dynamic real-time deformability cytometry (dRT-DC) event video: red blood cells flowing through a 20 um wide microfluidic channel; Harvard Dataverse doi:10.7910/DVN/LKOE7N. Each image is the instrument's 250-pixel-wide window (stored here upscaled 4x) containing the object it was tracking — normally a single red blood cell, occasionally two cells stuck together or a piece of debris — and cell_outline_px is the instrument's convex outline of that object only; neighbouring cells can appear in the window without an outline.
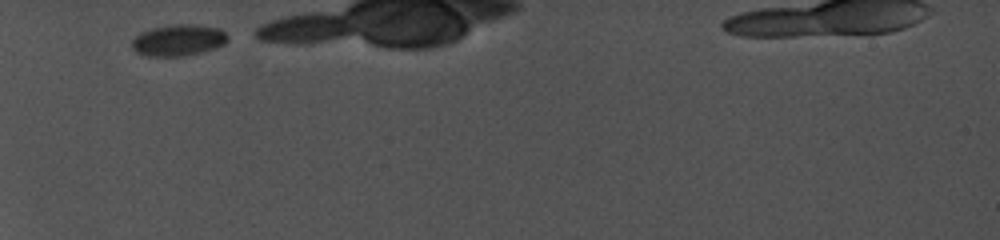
{"species": "common noctule bat (a hibernating species)", "species_latin": "Nyctalus noctula", "temperature_condition": "cold", "stored_images_in_passage": 4, "camera_frame_rate_fps": 5000, "um_per_image_px": 0.085, "animal": {"sex": "female", "body_mass_g": 19.0, "forearm_length_mm": 56.7}, "frame": {"image": 1, "passage_image": 1, "time_ms": 0.0, "image_size_px": [1000, 240], "cell_outline_px": [[228, 40], [224, 44], [212, 48], [180, 56], [156, 56], [136, 52], [132, 48], [132, 40], [140, 32], [152, 28], [172, 24], [192, 24], [220, 28], [228, 36]], "centroid_in_image_um": [15.15, 3.39], "position_along_channel_um": 69.9, "area_um2": 17.17}}